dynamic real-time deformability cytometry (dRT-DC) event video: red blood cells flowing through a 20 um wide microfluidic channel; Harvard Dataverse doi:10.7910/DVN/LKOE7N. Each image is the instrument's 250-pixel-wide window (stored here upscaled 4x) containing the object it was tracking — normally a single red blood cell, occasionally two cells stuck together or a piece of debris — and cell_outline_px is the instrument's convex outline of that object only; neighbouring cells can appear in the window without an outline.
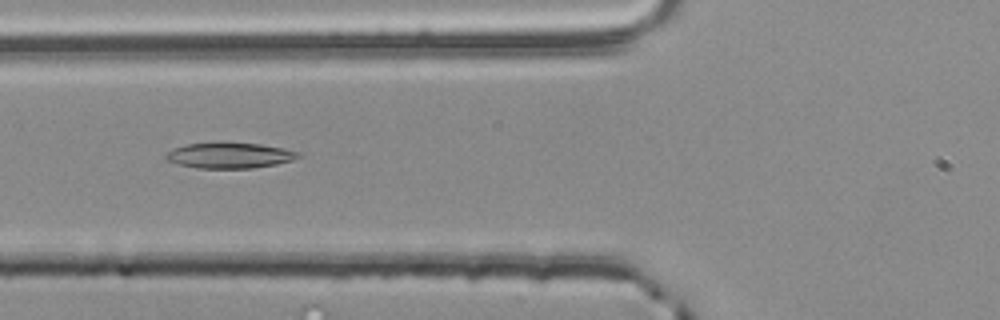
{"species": "common noctule bat (a hibernating species)", "species_latin": "Nyctalus noctula", "temperature_condition": "room temperature", "stored_images_in_passage": 43, "camera_frame_rate_fps": 3000, "um_per_image_px": 0.085, "animal": {"sex": "male", "body_mass_g": 20.4}, "frame": {"image": 1, "passage_image": 9, "time_ms": 2.667, "image_size_px": [1000, 320], "cell_outline_px": [[304, 152], [300, 156], [292, 160], [276, 164], [252, 168], [196, 168], [176, 164], [168, 160], [164, 156], [172, 148], [188, 144], [220, 140], [224, 140], [260, 144]], "centroid_in_image_um": [19.51, 13.17], "position_along_channel_um": 106.3, "area_um2": 20.46}}
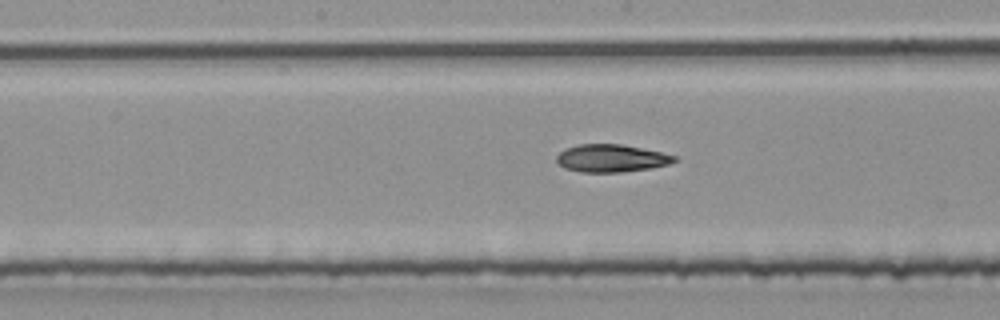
{"frame": {"image": 2, "passage_image": 16, "time_ms": 5.0, "image_size_px": [1000, 320], "cell_outline_px": [[676, 160], [668, 164], [652, 168], [620, 172], [580, 172], [564, 168], [556, 160], [556, 156], [564, 148], [580, 144], [620, 144], [660, 152], [676, 156]], "centroid_in_image_um": [51.92, 13.45], "position_along_channel_um": 196.3, "area_um2": 18.84}}
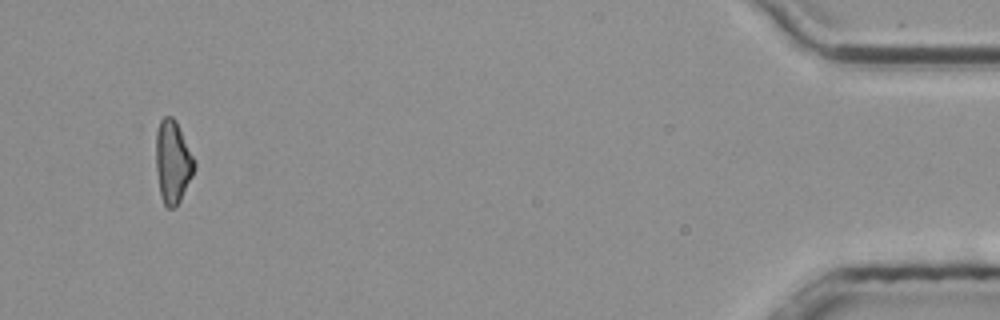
{"frame": {"image": 3, "passage_image": 40, "time_ms": 13.0, "image_size_px": [1000, 320], "cell_outline_px": [[196, 164], [192, 176], [176, 208], [168, 208], [164, 204], [160, 196], [156, 172], [156, 132], [160, 120], [164, 116], [172, 116], [176, 120]], "centroid_in_image_um": [14.66, 13.77], "position_along_channel_um": 420.5, "area_um2": 18.5}, "authors_computed_cell_mechanics": {"area_um2": 18.8428, "velocity_mm_per_s": 3.8386, "shape_relaxation_time_tau1_ms": null, "shape_relaxation_time_tau2_ms": 5.6977, "deformation_change_tau1": null, "deformation_change_tau2": 0.1527}}